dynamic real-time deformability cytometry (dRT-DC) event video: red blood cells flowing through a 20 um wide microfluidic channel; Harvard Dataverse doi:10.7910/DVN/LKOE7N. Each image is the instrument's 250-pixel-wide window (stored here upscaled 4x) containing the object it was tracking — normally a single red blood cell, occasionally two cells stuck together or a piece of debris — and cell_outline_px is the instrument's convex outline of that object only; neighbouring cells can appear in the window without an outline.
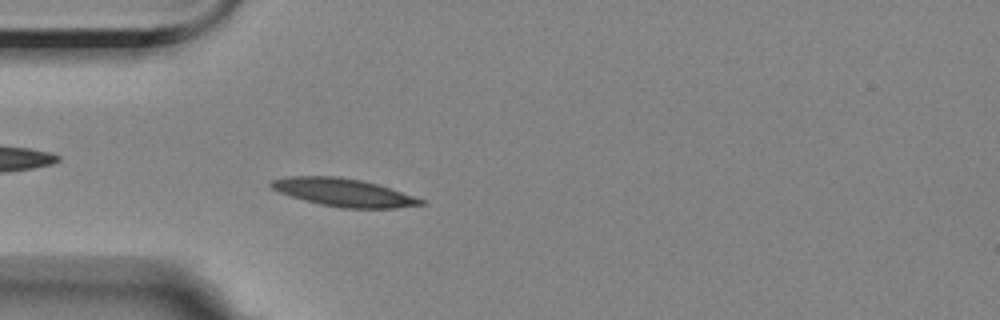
{"species": "Egyptian fruit bat (a non-hibernating species)", "species_latin": "Rousettus aegyptiacus", "temperature_condition": "room temperature", "stored_images_in_passage": 2, "camera_frame_rate_fps": 3000, "um_per_image_px": 0.085, "animal": {"sex": "female"}, "frame": {"image": 1, "passage_image": 2, "time_ms": 2.0, "image_size_px": [1000, 320], "cell_outline_px": [[424, 204], [396, 208], [340, 208], [320, 204], [304, 200], [280, 192], [272, 188], [268, 184], [272, 180], [288, 176], [336, 176], [360, 180], [376, 184], [424, 200]], "centroid_in_image_um": [29.15, 16.36], "position_along_channel_um": 55.8, "area_um2": 23.93}}